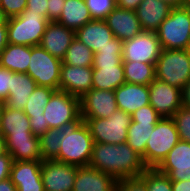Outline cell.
<instances>
[{
    "label": "cell",
    "mask_w": 190,
    "mask_h": 191,
    "mask_svg": "<svg viewBox=\"0 0 190 191\" xmlns=\"http://www.w3.org/2000/svg\"><path fill=\"white\" fill-rule=\"evenodd\" d=\"M89 166L111 175L117 181L139 177L147 169L142 156L127 143L94 142Z\"/></svg>",
    "instance_id": "6da1fadb"
},
{
    "label": "cell",
    "mask_w": 190,
    "mask_h": 191,
    "mask_svg": "<svg viewBox=\"0 0 190 191\" xmlns=\"http://www.w3.org/2000/svg\"><path fill=\"white\" fill-rule=\"evenodd\" d=\"M123 41L114 37V45L99 48L94 53L93 65H120L122 59Z\"/></svg>",
    "instance_id": "836d02e7"
},
{
    "label": "cell",
    "mask_w": 190,
    "mask_h": 191,
    "mask_svg": "<svg viewBox=\"0 0 190 191\" xmlns=\"http://www.w3.org/2000/svg\"><path fill=\"white\" fill-rule=\"evenodd\" d=\"M29 121L31 126V132L37 137H40L49 130L48 123L45 120L43 114L38 116H31L29 117Z\"/></svg>",
    "instance_id": "b9f144b4"
},
{
    "label": "cell",
    "mask_w": 190,
    "mask_h": 191,
    "mask_svg": "<svg viewBox=\"0 0 190 191\" xmlns=\"http://www.w3.org/2000/svg\"><path fill=\"white\" fill-rule=\"evenodd\" d=\"M116 186L114 177L88 165L78 168L72 191H116Z\"/></svg>",
    "instance_id": "ffe728a7"
},
{
    "label": "cell",
    "mask_w": 190,
    "mask_h": 191,
    "mask_svg": "<svg viewBox=\"0 0 190 191\" xmlns=\"http://www.w3.org/2000/svg\"><path fill=\"white\" fill-rule=\"evenodd\" d=\"M8 17L5 15L4 11L0 7V26L7 25Z\"/></svg>",
    "instance_id": "db71d44e"
},
{
    "label": "cell",
    "mask_w": 190,
    "mask_h": 191,
    "mask_svg": "<svg viewBox=\"0 0 190 191\" xmlns=\"http://www.w3.org/2000/svg\"><path fill=\"white\" fill-rule=\"evenodd\" d=\"M104 21L113 32L114 37L121 41L132 39L143 31L136 11L115 7L104 18Z\"/></svg>",
    "instance_id": "ac0fdd59"
},
{
    "label": "cell",
    "mask_w": 190,
    "mask_h": 191,
    "mask_svg": "<svg viewBox=\"0 0 190 191\" xmlns=\"http://www.w3.org/2000/svg\"><path fill=\"white\" fill-rule=\"evenodd\" d=\"M118 109L115 92L91 89L80 98L81 119L109 118Z\"/></svg>",
    "instance_id": "4fadbf2b"
},
{
    "label": "cell",
    "mask_w": 190,
    "mask_h": 191,
    "mask_svg": "<svg viewBox=\"0 0 190 191\" xmlns=\"http://www.w3.org/2000/svg\"><path fill=\"white\" fill-rule=\"evenodd\" d=\"M157 169L171 181L190 180V143L179 140Z\"/></svg>",
    "instance_id": "5bb4252c"
},
{
    "label": "cell",
    "mask_w": 190,
    "mask_h": 191,
    "mask_svg": "<svg viewBox=\"0 0 190 191\" xmlns=\"http://www.w3.org/2000/svg\"><path fill=\"white\" fill-rule=\"evenodd\" d=\"M5 107V103L3 101H0V121H1V115H2V111Z\"/></svg>",
    "instance_id": "11a10c76"
},
{
    "label": "cell",
    "mask_w": 190,
    "mask_h": 191,
    "mask_svg": "<svg viewBox=\"0 0 190 191\" xmlns=\"http://www.w3.org/2000/svg\"><path fill=\"white\" fill-rule=\"evenodd\" d=\"M92 67L61 65L59 90L82 98L92 89Z\"/></svg>",
    "instance_id": "9a60e30c"
},
{
    "label": "cell",
    "mask_w": 190,
    "mask_h": 191,
    "mask_svg": "<svg viewBox=\"0 0 190 191\" xmlns=\"http://www.w3.org/2000/svg\"><path fill=\"white\" fill-rule=\"evenodd\" d=\"M78 166L56 160H43L41 176L45 191H72Z\"/></svg>",
    "instance_id": "7c38bea8"
},
{
    "label": "cell",
    "mask_w": 190,
    "mask_h": 191,
    "mask_svg": "<svg viewBox=\"0 0 190 191\" xmlns=\"http://www.w3.org/2000/svg\"><path fill=\"white\" fill-rule=\"evenodd\" d=\"M12 72L0 67V101L5 102L9 96Z\"/></svg>",
    "instance_id": "60d3db41"
},
{
    "label": "cell",
    "mask_w": 190,
    "mask_h": 191,
    "mask_svg": "<svg viewBox=\"0 0 190 191\" xmlns=\"http://www.w3.org/2000/svg\"><path fill=\"white\" fill-rule=\"evenodd\" d=\"M179 135L172 118H161L146 143L145 166L157 168L178 143Z\"/></svg>",
    "instance_id": "8992f818"
},
{
    "label": "cell",
    "mask_w": 190,
    "mask_h": 191,
    "mask_svg": "<svg viewBox=\"0 0 190 191\" xmlns=\"http://www.w3.org/2000/svg\"><path fill=\"white\" fill-rule=\"evenodd\" d=\"M162 49H187L190 42V9L175 7L156 31Z\"/></svg>",
    "instance_id": "277c9868"
},
{
    "label": "cell",
    "mask_w": 190,
    "mask_h": 191,
    "mask_svg": "<svg viewBox=\"0 0 190 191\" xmlns=\"http://www.w3.org/2000/svg\"><path fill=\"white\" fill-rule=\"evenodd\" d=\"M92 19L85 0H65L62 13L56 22L76 31Z\"/></svg>",
    "instance_id": "4316f807"
},
{
    "label": "cell",
    "mask_w": 190,
    "mask_h": 191,
    "mask_svg": "<svg viewBox=\"0 0 190 191\" xmlns=\"http://www.w3.org/2000/svg\"><path fill=\"white\" fill-rule=\"evenodd\" d=\"M163 2L168 3L171 7H183L187 4L185 3V0H162Z\"/></svg>",
    "instance_id": "816d5d0a"
},
{
    "label": "cell",
    "mask_w": 190,
    "mask_h": 191,
    "mask_svg": "<svg viewBox=\"0 0 190 191\" xmlns=\"http://www.w3.org/2000/svg\"><path fill=\"white\" fill-rule=\"evenodd\" d=\"M62 60L54 57L40 45L31 46V57L27 74L37 86L59 90Z\"/></svg>",
    "instance_id": "9c48e42d"
},
{
    "label": "cell",
    "mask_w": 190,
    "mask_h": 191,
    "mask_svg": "<svg viewBox=\"0 0 190 191\" xmlns=\"http://www.w3.org/2000/svg\"><path fill=\"white\" fill-rule=\"evenodd\" d=\"M62 138V129H49L39 137L42 161L54 160L58 156Z\"/></svg>",
    "instance_id": "d6a6232c"
},
{
    "label": "cell",
    "mask_w": 190,
    "mask_h": 191,
    "mask_svg": "<svg viewBox=\"0 0 190 191\" xmlns=\"http://www.w3.org/2000/svg\"><path fill=\"white\" fill-rule=\"evenodd\" d=\"M93 19H104L115 7L116 0H85Z\"/></svg>",
    "instance_id": "8d00e7d4"
},
{
    "label": "cell",
    "mask_w": 190,
    "mask_h": 191,
    "mask_svg": "<svg viewBox=\"0 0 190 191\" xmlns=\"http://www.w3.org/2000/svg\"><path fill=\"white\" fill-rule=\"evenodd\" d=\"M37 83L27 73L12 72L11 87L5 106L11 109L23 110L28 98L35 90Z\"/></svg>",
    "instance_id": "cb8c5ba5"
},
{
    "label": "cell",
    "mask_w": 190,
    "mask_h": 191,
    "mask_svg": "<svg viewBox=\"0 0 190 191\" xmlns=\"http://www.w3.org/2000/svg\"><path fill=\"white\" fill-rule=\"evenodd\" d=\"M162 117L150 105L143 106L131 114L134 122H158Z\"/></svg>",
    "instance_id": "74e56055"
},
{
    "label": "cell",
    "mask_w": 190,
    "mask_h": 191,
    "mask_svg": "<svg viewBox=\"0 0 190 191\" xmlns=\"http://www.w3.org/2000/svg\"><path fill=\"white\" fill-rule=\"evenodd\" d=\"M93 144L88 125L80 121L75 126L63 129L60 150L54 160L78 167L88 166L92 157Z\"/></svg>",
    "instance_id": "7a4b0ae2"
},
{
    "label": "cell",
    "mask_w": 190,
    "mask_h": 191,
    "mask_svg": "<svg viewBox=\"0 0 190 191\" xmlns=\"http://www.w3.org/2000/svg\"><path fill=\"white\" fill-rule=\"evenodd\" d=\"M115 92L118 109L132 114L137 109L150 104L149 85L124 83Z\"/></svg>",
    "instance_id": "44dd1931"
},
{
    "label": "cell",
    "mask_w": 190,
    "mask_h": 191,
    "mask_svg": "<svg viewBox=\"0 0 190 191\" xmlns=\"http://www.w3.org/2000/svg\"><path fill=\"white\" fill-rule=\"evenodd\" d=\"M50 21L41 14L21 13L7 20L8 43L13 45H39Z\"/></svg>",
    "instance_id": "52a82bcc"
},
{
    "label": "cell",
    "mask_w": 190,
    "mask_h": 191,
    "mask_svg": "<svg viewBox=\"0 0 190 191\" xmlns=\"http://www.w3.org/2000/svg\"><path fill=\"white\" fill-rule=\"evenodd\" d=\"M75 38L85 44L94 53L99 48L114 45V34L104 19H92L75 31Z\"/></svg>",
    "instance_id": "d6986e66"
},
{
    "label": "cell",
    "mask_w": 190,
    "mask_h": 191,
    "mask_svg": "<svg viewBox=\"0 0 190 191\" xmlns=\"http://www.w3.org/2000/svg\"><path fill=\"white\" fill-rule=\"evenodd\" d=\"M13 159L9 153L0 156V181L10 178Z\"/></svg>",
    "instance_id": "f6af8a7d"
},
{
    "label": "cell",
    "mask_w": 190,
    "mask_h": 191,
    "mask_svg": "<svg viewBox=\"0 0 190 191\" xmlns=\"http://www.w3.org/2000/svg\"><path fill=\"white\" fill-rule=\"evenodd\" d=\"M0 191H17L16 186L11 182V179L0 181Z\"/></svg>",
    "instance_id": "f907efd6"
},
{
    "label": "cell",
    "mask_w": 190,
    "mask_h": 191,
    "mask_svg": "<svg viewBox=\"0 0 190 191\" xmlns=\"http://www.w3.org/2000/svg\"><path fill=\"white\" fill-rule=\"evenodd\" d=\"M31 57V46L9 44L0 55V67L11 72L27 73Z\"/></svg>",
    "instance_id": "83f0119b"
},
{
    "label": "cell",
    "mask_w": 190,
    "mask_h": 191,
    "mask_svg": "<svg viewBox=\"0 0 190 191\" xmlns=\"http://www.w3.org/2000/svg\"><path fill=\"white\" fill-rule=\"evenodd\" d=\"M187 50L190 52V42H189V46H188Z\"/></svg>",
    "instance_id": "6f0895ef"
},
{
    "label": "cell",
    "mask_w": 190,
    "mask_h": 191,
    "mask_svg": "<svg viewBox=\"0 0 190 191\" xmlns=\"http://www.w3.org/2000/svg\"><path fill=\"white\" fill-rule=\"evenodd\" d=\"M116 191H147L146 182L139 176L117 181Z\"/></svg>",
    "instance_id": "ab89813d"
},
{
    "label": "cell",
    "mask_w": 190,
    "mask_h": 191,
    "mask_svg": "<svg viewBox=\"0 0 190 191\" xmlns=\"http://www.w3.org/2000/svg\"><path fill=\"white\" fill-rule=\"evenodd\" d=\"M143 0H116V7L131 11H136Z\"/></svg>",
    "instance_id": "bcb514c9"
},
{
    "label": "cell",
    "mask_w": 190,
    "mask_h": 191,
    "mask_svg": "<svg viewBox=\"0 0 190 191\" xmlns=\"http://www.w3.org/2000/svg\"><path fill=\"white\" fill-rule=\"evenodd\" d=\"M47 0H27V6L22 13L41 14L47 19Z\"/></svg>",
    "instance_id": "7bdbcfd3"
},
{
    "label": "cell",
    "mask_w": 190,
    "mask_h": 191,
    "mask_svg": "<svg viewBox=\"0 0 190 191\" xmlns=\"http://www.w3.org/2000/svg\"><path fill=\"white\" fill-rule=\"evenodd\" d=\"M162 47L157 33L142 31L132 39L123 41L122 62H143L155 64L160 56Z\"/></svg>",
    "instance_id": "30bf717a"
},
{
    "label": "cell",
    "mask_w": 190,
    "mask_h": 191,
    "mask_svg": "<svg viewBox=\"0 0 190 191\" xmlns=\"http://www.w3.org/2000/svg\"><path fill=\"white\" fill-rule=\"evenodd\" d=\"M47 19L49 21H57L62 13L65 0H47Z\"/></svg>",
    "instance_id": "ee69618b"
},
{
    "label": "cell",
    "mask_w": 190,
    "mask_h": 191,
    "mask_svg": "<svg viewBox=\"0 0 190 191\" xmlns=\"http://www.w3.org/2000/svg\"><path fill=\"white\" fill-rule=\"evenodd\" d=\"M41 165L42 161H13L10 179L17 191H45Z\"/></svg>",
    "instance_id": "2e32d148"
},
{
    "label": "cell",
    "mask_w": 190,
    "mask_h": 191,
    "mask_svg": "<svg viewBox=\"0 0 190 191\" xmlns=\"http://www.w3.org/2000/svg\"><path fill=\"white\" fill-rule=\"evenodd\" d=\"M44 118L49 129H65L81 121L80 99L56 90L44 107Z\"/></svg>",
    "instance_id": "5b68a950"
},
{
    "label": "cell",
    "mask_w": 190,
    "mask_h": 191,
    "mask_svg": "<svg viewBox=\"0 0 190 191\" xmlns=\"http://www.w3.org/2000/svg\"><path fill=\"white\" fill-rule=\"evenodd\" d=\"M155 76L182 90L190 81V52L187 49H162L155 63Z\"/></svg>",
    "instance_id": "3957f363"
},
{
    "label": "cell",
    "mask_w": 190,
    "mask_h": 191,
    "mask_svg": "<svg viewBox=\"0 0 190 191\" xmlns=\"http://www.w3.org/2000/svg\"><path fill=\"white\" fill-rule=\"evenodd\" d=\"M140 177L146 182L147 191H172V181L157 168H147Z\"/></svg>",
    "instance_id": "e575fe53"
},
{
    "label": "cell",
    "mask_w": 190,
    "mask_h": 191,
    "mask_svg": "<svg viewBox=\"0 0 190 191\" xmlns=\"http://www.w3.org/2000/svg\"><path fill=\"white\" fill-rule=\"evenodd\" d=\"M0 134L4 138L35 136L31 132L29 117L23 110L4 107L0 121Z\"/></svg>",
    "instance_id": "603a6c76"
},
{
    "label": "cell",
    "mask_w": 190,
    "mask_h": 191,
    "mask_svg": "<svg viewBox=\"0 0 190 191\" xmlns=\"http://www.w3.org/2000/svg\"><path fill=\"white\" fill-rule=\"evenodd\" d=\"M172 8L162 0H143L136 9L143 31L156 32L160 24L170 15Z\"/></svg>",
    "instance_id": "7402d4cb"
},
{
    "label": "cell",
    "mask_w": 190,
    "mask_h": 191,
    "mask_svg": "<svg viewBox=\"0 0 190 191\" xmlns=\"http://www.w3.org/2000/svg\"><path fill=\"white\" fill-rule=\"evenodd\" d=\"M91 132L94 142L121 144L127 142V130L131 125V115L117 109L109 118L81 119Z\"/></svg>",
    "instance_id": "ba28073f"
},
{
    "label": "cell",
    "mask_w": 190,
    "mask_h": 191,
    "mask_svg": "<svg viewBox=\"0 0 190 191\" xmlns=\"http://www.w3.org/2000/svg\"><path fill=\"white\" fill-rule=\"evenodd\" d=\"M172 191H190V180L172 181Z\"/></svg>",
    "instance_id": "7dc6e473"
},
{
    "label": "cell",
    "mask_w": 190,
    "mask_h": 191,
    "mask_svg": "<svg viewBox=\"0 0 190 191\" xmlns=\"http://www.w3.org/2000/svg\"><path fill=\"white\" fill-rule=\"evenodd\" d=\"M92 89L116 90L125 83L123 62L120 65H92Z\"/></svg>",
    "instance_id": "484cf974"
},
{
    "label": "cell",
    "mask_w": 190,
    "mask_h": 191,
    "mask_svg": "<svg viewBox=\"0 0 190 191\" xmlns=\"http://www.w3.org/2000/svg\"><path fill=\"white\" fill-rule=\"evenodd\" d=\"M149 102L162 118H172L183 106L182 90L155 78L149 84Z\"/></svg>",
    "instance_id": "8fae6325"
},
{
    "label": "cell",
    "mask_w": 190,
    "mask_h": 191,
    "mask_svg": "<svg viewBox=\"0 0 190 191\" xmlns=\"http://www.w3.org/2000/svg\"><path fill=\"white\" fill-rule=\"evenodd\" d=\"M94 52L75 38L67 49L62 63L79 67H92Z\"/></svg>",
    "instance_id": "4dcf8cb0"
},
{
    "label": "cell",
    "mask_w": 190,
    "mask_h": 191,
    "mask_svg": "<svg viewBox=\"0 0 190 191\" xmlns=\"http://www.w3.org/2000/svg\"><path fill=\"white\" fill-rule=\"evenodd\" d=\"M157 122H134L127 130V144L142 156L145 164L146 143Z\"/></svg>",
    "instance_id": "f1b7e54d"
},
{
    "label": "cell",
    "mask_w": 190,
    "mask_h": 191,
    "mask_svg": "<svg viewBox=\"0 0 190 191\" xmlns=\"http://www.w3.org/2000/svg\"><path fill=\"white\" fill-rule=\"evenodd\" d=\"M26 6L27 0H1L0 2V7L8 18L20 15Z\"/></svg>",
    "instance_id": "f35d334b"
},
{
    "label": "cell",
    "mask_w": 190,
    "mask_h": 191,
    "mask_svg": "<svg viewBox=\"0 0 190 191\" xmlns=\"http://www.w3.org/2000/svg\"><path fill=\"white\" fill-rule=\"evenodd\" d=\"M185 3H186V4H189V3H190V0H185Z\"/></svg>",
    "instance_id": "9f6ffc18"
},
{
    "label": "cell",
    "mask_w": 190,
    "mask_h": 191,
    "mask_svg": "<svg viewBox=\"0 0 190 191\" xmlns=\"http://www.w3.org/2000/svg\"><path fill=\"white\" fill-rule=\"evenodd\" d=\"M125 82L149 85L155 78V64L143 62H123Z\"/></svg>",
    "instance_id": "f546056e"
},
{
    "label": "cell",
    "mask_w": 190,
    "mask_h": 191,
    "mask_svg": "<svg viewBox=\"0 0 190 191\" xmlns=\"http://www.w3.org/2000/svg\"><path fill=\"white\" fill-rule=\"evenodd\" d=\"M8 45V38H7V26L3 25L0 26V55L3 49Z\"/></svg>",
    "instance_id": "c3c4849f"
},
{
    "label": "cell",
    "mask_w": 190,
    "mask_h": 191,
    "mask_svg": "<svg viewBox=\"0 0 190 191\" xmlns=\"http://www.w3.org/2000/svg\"><path fill=\"white\" fill-rule=\"evenodd\" d=\"M6 139L0 134V156L7 154Z\"/></svg>",
    "instance_id": "f5cc1de1"
},
{
    "label": "cell",
    "mask_w": 190,
    "mask_h": 191,
    "mask_svg": "<svg viewBox=\"0 0 190 191\" xmlns=\"http://www.w3.org/2000/svg\"><path fill=\"white\" fill-rule=\"evenodd\" d=\"M182 104L190 108V81L182 89Z\"/></svg>",
    "instance_id": "681fc988"
},
{
    "label": "cell",
    "mask_w": 190,
    "mask_h": 191,
    "mask_svg": "<svg viewBox=\"0 0 190 191\" xmlns=\"http://www.w3.org/2000/svg\"><path fill=\"white\" fill-rule=\"evenodd\" d=\"M5 139L7 152L13 161H42L39 137L26 136Z\"/></svg>",
    "instance_id": "d4e9b609"
},
{
    "label": "cell",
    "mask_w": 190,
    "mask_h": 191,
    "mask_svg": "<svg viewBox=\"0 0 190 191\" xmlns=\"http://www.w3.org/2000/svg\"><path fill=\"white\" fill-rule=\"evenodd\" d=\"M74 39L75 31L73 29L56 21H50L39 45L54 57L62 60Z\"/></svg>",
    "instance_id": "e0dca14e"
},
{
    "label": "cell",
    "mask_w": 190,
    "mask_h": 191,
    "mask_svg": "<svg viewBox=\"0 0 190 191\" xmlns=\"http://www.w3.org/2000/svg\"><path fill=\"white\" fill-rule=\"evenodd\" d=\"M179 140L190 143V108L182 106L173 116Z\"/></svg>",
    "instance_id": "d590c367"
},
{
    "label": "cell",
    "mask_w": 190,
    "mask_h": 191,
    "mask_svg": "<svg viewBox=\"0 0 190 191\" xmlns=\"http://www.w3.org/2000/svg\"><path fill=\"white\" fill-rule=\"evenodd\" d=\"M56 90L47 86H36L23 108L28 116H38L44 113V107Z\"/></svg>",
    "instance_id": "1f68e13d"
}]
</instances>
